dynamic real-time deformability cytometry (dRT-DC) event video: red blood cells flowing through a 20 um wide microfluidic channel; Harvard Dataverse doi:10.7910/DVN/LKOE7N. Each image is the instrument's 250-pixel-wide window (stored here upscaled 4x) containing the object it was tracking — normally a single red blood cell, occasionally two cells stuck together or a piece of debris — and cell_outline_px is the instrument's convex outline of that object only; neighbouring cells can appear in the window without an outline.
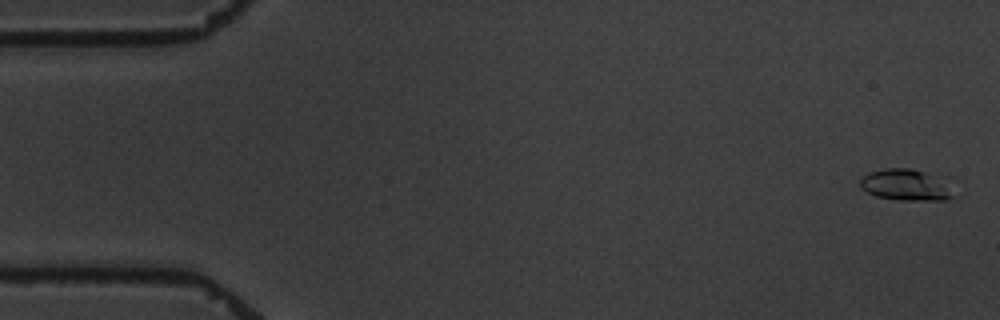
{"species": "common noctule bat (a hibernating species)", "species_latin": "Nyctalus noctula", "temperature_condition": "warm", "stored_images_in_passage": 9, "camera_frame_rate_fps": 3000, "um_per_image_px": 0.085, "animal": {"sex": "male", "body_mass_g": 19.5, "forearm_length_mm": 54.6}, "frame": {"image": 1, "passage_image": 1, "time_ms": 0.0, "image_size_px": [1000, 320], "cell_outline_px": [[964, 192], [960, 196], [944, 200], [900, 200], [876, 196], [860, 188], [860, 180], [868, 172], [888, 168], [912, 168], [952, 176], [960, 180]], "centroid_in_image_um": [77.45, 15.7], "position_along_channel_um": 7.6, "area_um2": 19.36}}
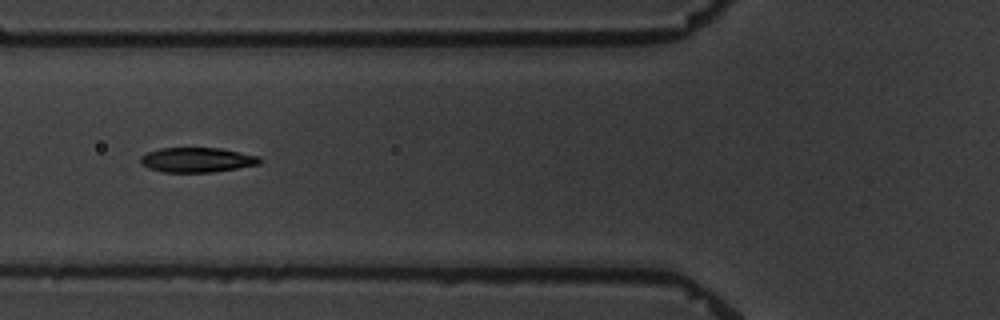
{"frame": {"image": 2, "passage_image": 7, "time_ms": 6.667, "image_size_px": [1000, 320], "cell_outline_px": [[264, 160], [260, 164], [212, 172], [164, 172], [148, 168], [140, 164], [140, 156], [148, 152], [160, 148], [220, 148], [260, 156]], "centroid_in_image_um": [16.76, 13.59], "position_along_channel_um": 109.0, "area_um2": 17.28}}
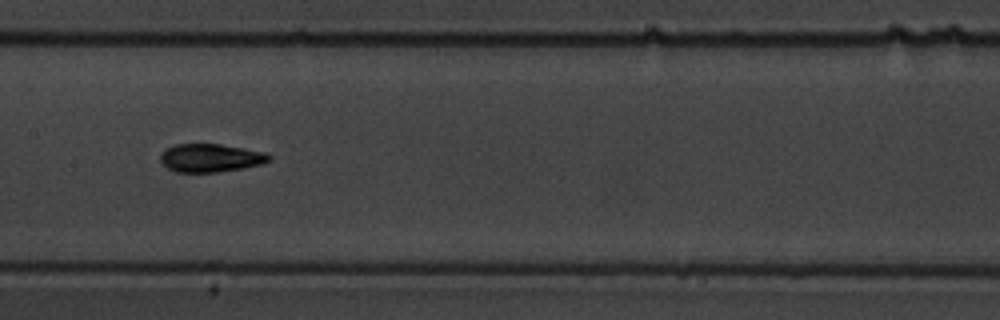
{"frame": {"image": 3, "passage_image": 9, "time_ms": 9.0, "image_size_px": [1000, 320], "cell_outline_px": [[272, 160], [264, 164], [244, 168], [216, 172], [176, 172], [168, 168], [160, 160], [160, 156], [164, 148], [176, 144], [220, 144], [244, 148], [264, 152], [272, 156]], "centroid_in_image_um": [17.93, 13.42], "position_along_channel_um": 189.5, "area_um2": 18.03}}